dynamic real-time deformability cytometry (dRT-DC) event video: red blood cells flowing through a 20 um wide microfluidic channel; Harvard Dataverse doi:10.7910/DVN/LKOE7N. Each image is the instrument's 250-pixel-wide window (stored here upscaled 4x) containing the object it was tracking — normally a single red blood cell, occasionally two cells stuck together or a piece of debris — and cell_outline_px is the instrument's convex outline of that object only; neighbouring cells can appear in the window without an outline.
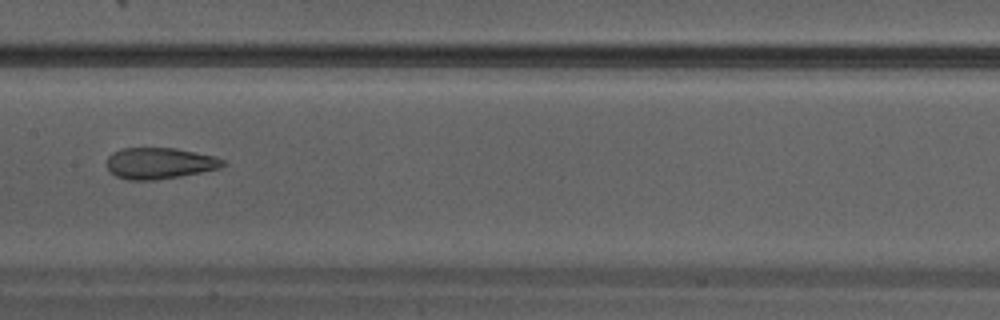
{"species": "Egyptian fruit bat (a non-hibernating species)", "species_latin": "Rousettus aegyptiacus", "temperature_condition": "warm", "stored_images_in_passage": 30, "camera_frame_rate_fps": 3000, "um_per_image_px": 0.085, "animal": {"sex": "male"}, "frame": {"image": 1, "passage_image": 13, "time_ms": 4.0, "image_size_px": [1000, 320], "cell_outline_px": [[228, 164], [220, 168], [180, 176], [152, 180], [128, 180], [116, 176], [104, 164], [104, 160], [112, 152], [124, 148], [176, 148], [216, 156], [224, 160]], "centroid_in_image_um": [13.55, 13.87], "position_along_channel_um": 193.8, "area_um2": 21.33}}